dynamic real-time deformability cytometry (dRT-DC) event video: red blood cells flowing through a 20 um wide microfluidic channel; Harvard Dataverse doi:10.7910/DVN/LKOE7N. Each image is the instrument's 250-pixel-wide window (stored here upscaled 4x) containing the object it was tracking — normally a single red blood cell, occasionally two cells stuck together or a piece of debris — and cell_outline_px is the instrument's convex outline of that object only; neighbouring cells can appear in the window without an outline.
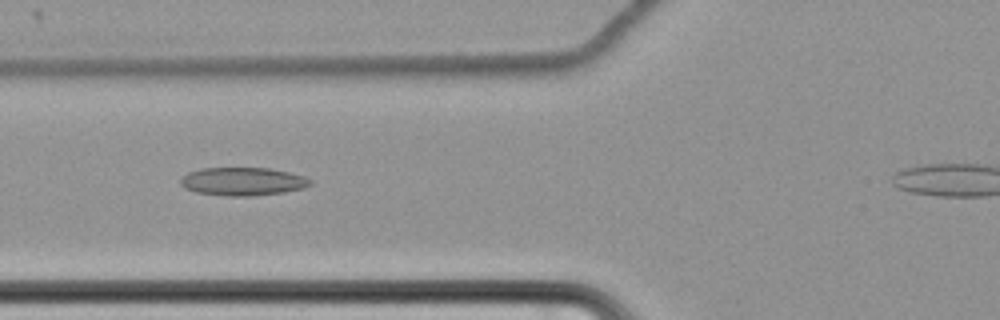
{"species": "common noctule bat (a hibernating species)", "species_latin": "Nyctalus noctula", "temperature_condition": "cold", "stored_images_in_passage": 49, "camera_frame_rate_fps": 3000, "um_per_image_px": 0.085, "animal": {"sex": "female", "body_mass_g": 22.7, "forearm_length_mm": 54.2}, "frame": {"image": 1, "passage_image": 18, "time_ms": 5.667, "image_size_px": [1000, 320], "cell_outline_px": [[312, 184], [304, 188], [284, 192], [252, 196], [228, 196], [196, 192], [184, 188], [180, 184], [180, 180], [188, 172], [200, 168], [268, 168], [288, 172], [304, 176], [312, 180]], "centroid_in_image_um": [20.64, 15.42], "position_along_channel_um": 105.2, "area_um2": 21.33}}
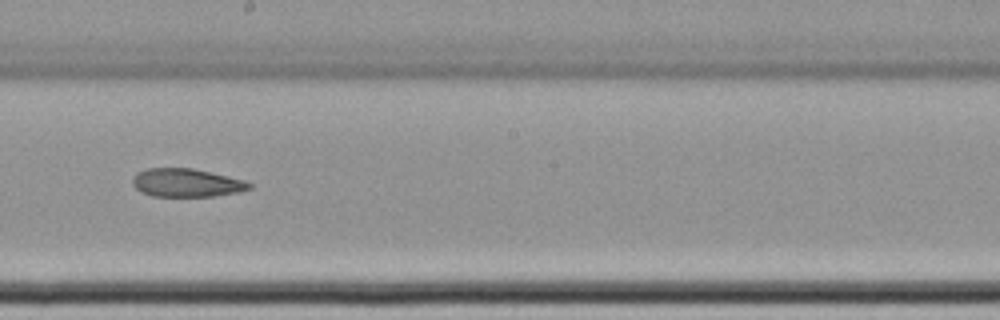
{"frame": {"image": 2, "passage_image": 29, "time_ms": 9.333, "image_size_px": [1000, 320], "cell_outline_px": [[252, 188], [240, 192], [216, 196], [152, 196], [140, 192], [132, 184], [132, 180], [136, 172], [144, 168], [192, 168], [228, 176], [244, 180], [252, 184]], "centroid_in_image_um": [15.84, 15.53], "position_along_channel_um": 232.4, "area_um2": 19.42}}
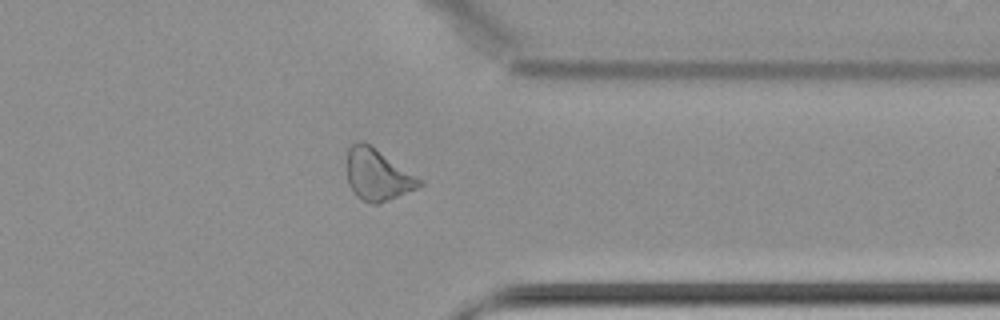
{"frame": {"image": 3, "passage_image": 42, "time_ms": 13.667, "image_size_px": [1000, 320], "cell_outline_px": [[424, 184], [416, 188], [380, 204], [372, 204], [356, 196], [348, 184], [348, 148], [352, 144], [360, 140], [372, 144], [424, 180]], "centroid_in_image_um": [32.12, 14.83], "position_along_channel_um": 379.3, "area_um2": 22.02}}